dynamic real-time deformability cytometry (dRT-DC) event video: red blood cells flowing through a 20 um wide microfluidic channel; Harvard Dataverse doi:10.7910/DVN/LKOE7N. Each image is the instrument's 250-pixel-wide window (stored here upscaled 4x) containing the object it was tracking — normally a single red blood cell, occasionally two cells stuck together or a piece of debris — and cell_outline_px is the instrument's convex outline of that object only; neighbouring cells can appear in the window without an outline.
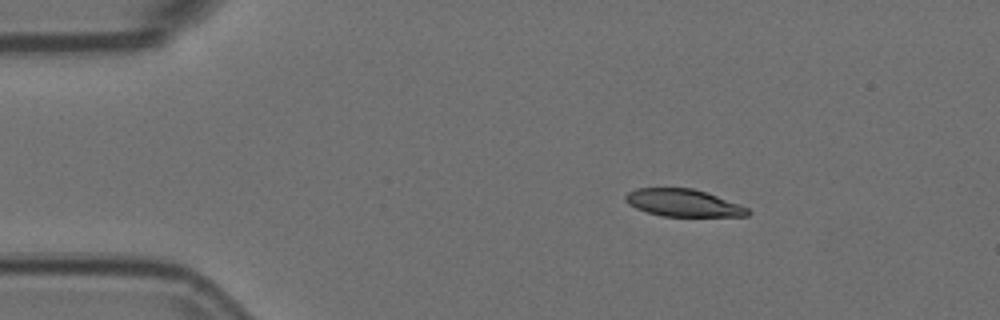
{"species": "Egyptian fruit bat (a non-hibernating species)", "species_latin": "Rousettus aegyptiacus", "temperature_condition": "room temperature", "stored_images_in_passage": 3, "camera_frame_rate_fps": 3000, "um_per_image_px": 0.085, "animal": {"sex": "female"}, "frame": {"image": 1, "passage_image": 1, "time_ms": 0.0, "image_size_px": [1000, 320], "cell_outline_px": [[752, 212], [748, 216], [660, 216], [636, 208], [628, 204], [624, 200], [624, 196], [628, 192], [636, 188], [692, 188], [708, 192], [740, 204], [748, 208]], "centroid_in_image_um": [58.09, 17.24], "position_along_channel_um": 26.9, "area_um2": 19.65}}